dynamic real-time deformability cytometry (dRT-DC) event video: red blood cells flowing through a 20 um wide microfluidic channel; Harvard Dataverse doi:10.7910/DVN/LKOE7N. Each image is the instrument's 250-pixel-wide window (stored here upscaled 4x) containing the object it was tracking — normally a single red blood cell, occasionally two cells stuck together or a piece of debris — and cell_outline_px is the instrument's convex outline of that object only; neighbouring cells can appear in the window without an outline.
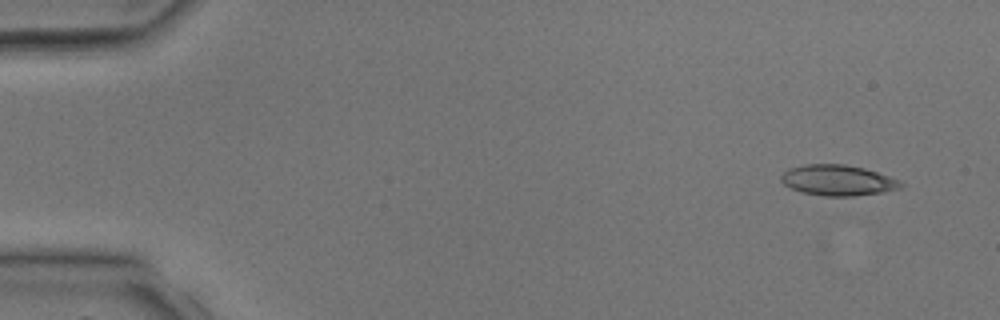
{"species": "common noctule bat (a hibernating species)", "species_latin": "Nyctalus noctula", "temperature_condition": "room temperature", "stored_images_in_passage": 3, "camera_frame_rate_fps": 3000, "um_per_image_px": 0.085, "animal": {"sex": "male", "body_mass_g": 17.9, "forearm_length_mm": 54.2}, "frame": {"image": 1, "passage_image": 1, "time_ms": 0.0, "image_size_px": [1000, 320], "cell_outline_px": [[904, 184], [900, 188], [880, 192], [856, 196], [824, 196], [800, 192], [784, 184], [780, 180], [780, 176], [788, 168], [804, 164], [844, 164], [864, 168], [900, 180]], "centroid_in_image_um": [71.18, 15.32], "position_along_channel_um": 13.8, "area_um2": 21.39}}